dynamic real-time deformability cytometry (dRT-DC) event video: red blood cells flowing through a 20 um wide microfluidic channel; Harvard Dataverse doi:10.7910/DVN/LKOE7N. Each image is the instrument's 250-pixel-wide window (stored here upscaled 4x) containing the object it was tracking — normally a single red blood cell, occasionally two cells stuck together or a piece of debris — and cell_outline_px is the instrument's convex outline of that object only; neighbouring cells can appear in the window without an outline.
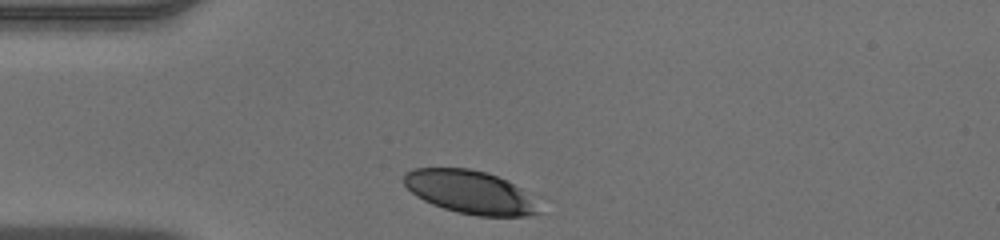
{"species": "human", "species_latin": "Homo sapiens", "temperature_condition": "warm", "stored_images_in_passage": 28, "camera_frame_rate_fps": 3000, "um_per_image_px": 0.085, "donor": {"sex": "male"}, "frame": {"image": 1, "passage_image": 1, "time_ms": 0.0, "image_size_px": [1000, 240], "cell_outline_px": [[536, 212], [524, 216], [476, 216], [456, 212], [432, 204], [416, 196], [404, 184], [404, 176], [408, 172], [416, 168], [468, 168], [484, 172], [496, 176], [520, 188]], "centroid_in_image_um": [39.8, 16.31], "position_along_channel_um": 45.2, "area_um2": 32.66}}
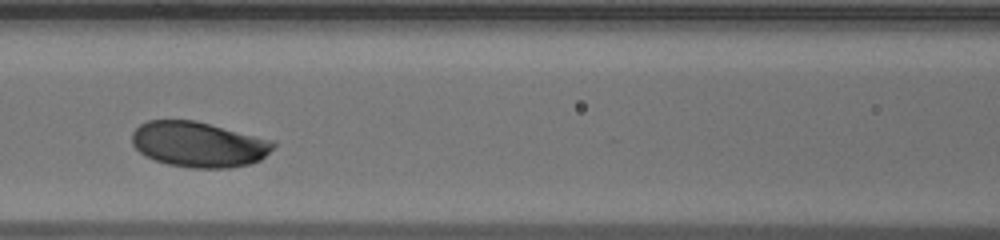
{"frame": {"image": 2, "passage_image": 10, "time_ms": 3.0, "image_size_px": [1000, 240], "cell_outline_px": [[276, 144], [260, 160], [248, 164], [228, 168], [192, 168], [168, 164], [144, 156], [132, 144], [132, 132], [140, 124], [148, 120], [196, 120], [276, 140]], "centroid_in_image_um": [16.89, 12.26], "position_along_channel_um": 149.7, "area_um2": 37.63}}
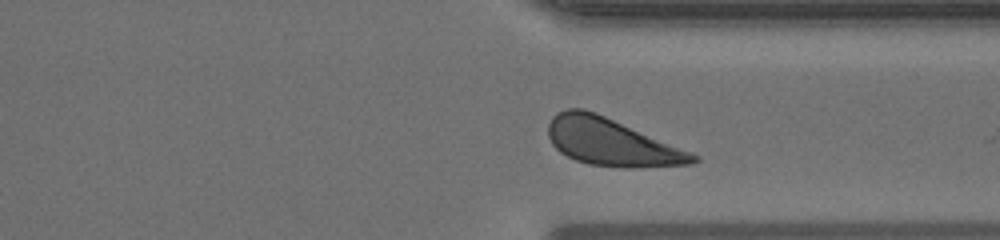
{"frame": {"image": 3, "passage_image": 25, "time_ms": 8.0, "image_size_px": [1000, 240], "cell_outline_px": [[700, 160], [688, 164], [636, 168], [620, 168], [588, 164], [576, 160], [560, 152], [552, 144], [548, 136], [548, 124], [552, 116], [556, 112], [568, 108], [584, 108], [596, 112], [700, 156]], "centroid_in_image_um": [51.93, 12.08], "position_along_channel_um": 359.5, "area_um2": 39.88}}